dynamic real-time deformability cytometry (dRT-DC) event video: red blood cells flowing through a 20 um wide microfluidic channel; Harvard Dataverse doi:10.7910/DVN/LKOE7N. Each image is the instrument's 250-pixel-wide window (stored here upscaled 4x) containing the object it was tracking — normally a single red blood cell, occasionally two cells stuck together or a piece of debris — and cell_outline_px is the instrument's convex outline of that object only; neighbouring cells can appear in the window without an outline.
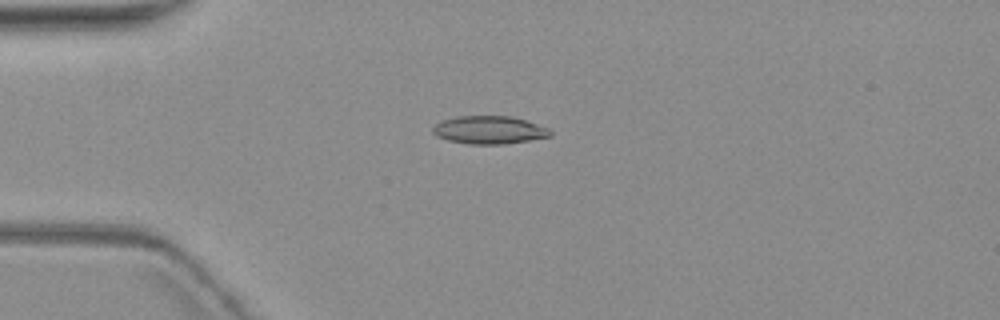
{"species": "common noctule bat (a hibernating species)", "species_latin": "Nyctalus noctula", "temperature_condition": "warm", "stored_images_in_passage": 3, "camera_frame_rate_fps": 3000, "um_per_image_px": 0.085, "animal": {"sex": "female", "body_mass_g": 19.3, "forearm_length_mm": 54.1}, "frame": {"image": 1, "passage_image": 3, "time_ms": 2.333, "image_size_px": [1000, 320], "cell_outline_px": [[552, 136], [504, 144], [468, 144], [448, 140], [436, 136], [432, 132], [432, 128], [440, 120], [456, 116], [508, 116], [524, 120], [548, 128], [552, 132]], "centroid_in_image_um": [41.54, 11.05], "position_along_channel_um": 43.5, "area_um2": 19.07}}